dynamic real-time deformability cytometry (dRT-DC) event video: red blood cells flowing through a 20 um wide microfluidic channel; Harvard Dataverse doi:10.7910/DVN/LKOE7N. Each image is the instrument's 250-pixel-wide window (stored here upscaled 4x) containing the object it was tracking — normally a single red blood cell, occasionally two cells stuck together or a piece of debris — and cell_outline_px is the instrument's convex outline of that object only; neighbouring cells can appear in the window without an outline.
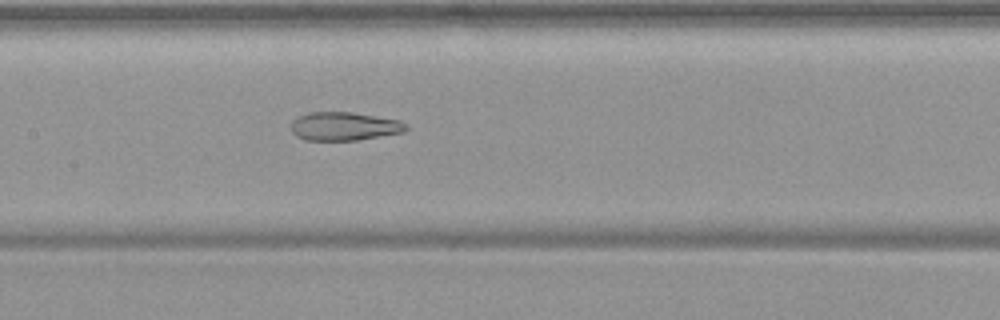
{"species": "common noctule bat (a hibernating species)", "species_latin": "Nyctalus noctula", "temperature_condition": "warm", "stored_images_in_passage": 37, "camera_frame_rate_fps": 3000, "um_per_image_px": 0.085, "animal": {"sex": "female", "body_mass_g": 19.9}, "frame": {"image": 1, "passage_image": 10, "time_ms": 3.0, "image_size_px": [1000, 320], "cell_outline_px": [[408, 128], [404, 132], [356, 140], [304, 140], [296, 136], [292, 132], [292, 120], [300, 116], [312, 112], [352, 112], [400, 120], [408, 124]], "centroid_in_image_um": [29.28, 10.73], "position_along_channel_um": 178.1, "area_um2": 19.02}}
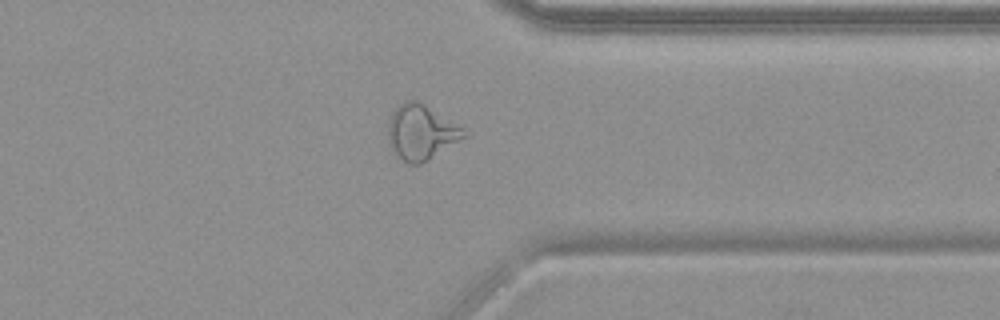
{"frame": {"image": 2, "passage_image": 26, "time_ms": 8.333, "image_size_px": [1000, 320], "cell_outline_px": [[468, 136], [428, 160], [420, 164], [408, 164], [392, 152], [388, 144], [388, 120], [392, 112], [400, 104], [408, 100], [416, 100], [424, 104], [464, 128]], "centroid_in_image_um": [35.78, 11.26], "position_along_channel_um": 375.6, "area_um2": 24.39}}
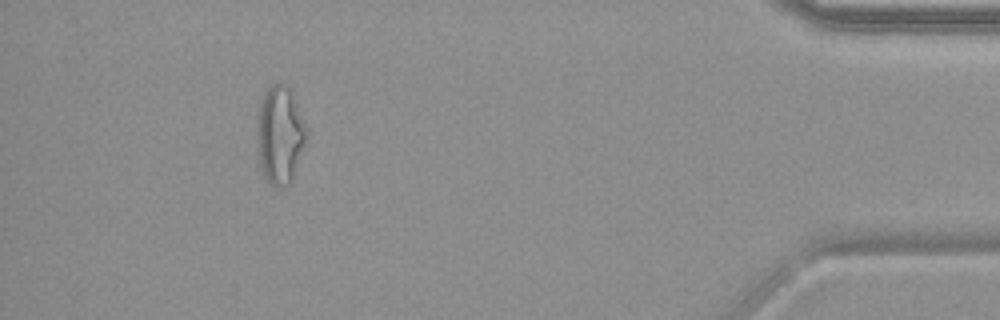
{"frame": {"image": 3, "passage_image": 33, "time_ms": 10.667, "image_size_px": [1000, 320], "cell_outline_px": [[308, 132], [296, 172], [292, 180], [284, 188], [276, 188], [268, 180], [260, 168], [256, 148], [256, 124], [260, 100], [268, 84], [284, 84], [292, 88], [308, 128]], "centroid_in_image_um": [23.79, 11.43], "position_along_channel_um": 411.4, "area_um2": 29.3}, "authors_computed_cell_mechanics": {"area_um2": 21.097, "velocity_mm_per_s": 3.7555, "shape_relaxation_time_tau1_ms": null, "shape_relaxation_time_tau2_ms": 2.0595, "deformation_change_tau1": null, "deformation_change_tau2": 0.1001}}